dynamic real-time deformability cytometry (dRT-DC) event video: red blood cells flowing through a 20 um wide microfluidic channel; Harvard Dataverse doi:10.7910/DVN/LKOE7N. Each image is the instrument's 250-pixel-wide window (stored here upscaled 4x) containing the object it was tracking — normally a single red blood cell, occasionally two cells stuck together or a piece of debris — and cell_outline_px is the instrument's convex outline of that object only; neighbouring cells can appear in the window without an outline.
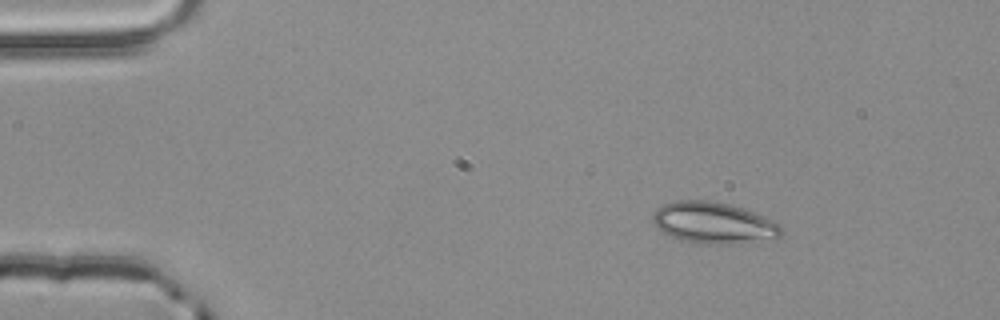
{"species": "common noctule bat (a hibernating species)", "species_latin": "Nyctalus noctula", "temperature_condition": "room temperature", "stored_images_in_passage": 3, "camera_frame_rate_fps": 3000, "um_per_image_px": 0.085, "animal": {"sex": "male", "body_mass_g": 20.4}, "frame": {"image": 1, "passage_image": 1, "time_ms": 0.0, "image_size_px": [1000, 320], "cell_outline_px": [[780, 236], [740, 244], [708, 244], [684, 240], [672, 236], [664, 232], [652, 220], [652, 216], [656, 208], [664, 204], [676, 200], [708, 200], [728, 204], [744, 208], [764, 216], [780, 224]], "centroid_in_image_um": [60.65, 18.93], "position_along_channel_um": 24.4, "area_um2": 30.63}}